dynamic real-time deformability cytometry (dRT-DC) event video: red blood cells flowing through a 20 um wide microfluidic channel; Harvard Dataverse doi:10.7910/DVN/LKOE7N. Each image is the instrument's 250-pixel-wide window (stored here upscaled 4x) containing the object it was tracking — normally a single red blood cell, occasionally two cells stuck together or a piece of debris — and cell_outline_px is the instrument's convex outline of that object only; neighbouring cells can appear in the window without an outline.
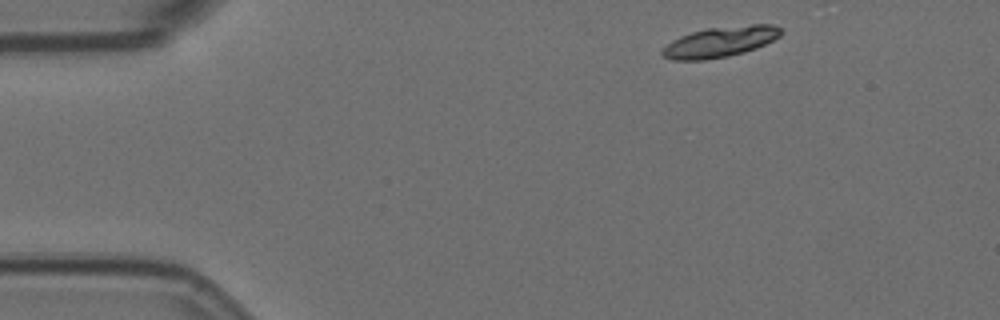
{"species": "Egyptian fruit bat (a non-hibernating species)", "species_latin": "Rousettus aegyptiacus", "temperature_condition": "room temperature", "stored_images_in_passage": 14, "camera_frame_rate_fps": 3000, "um_per_image_px": 0.085, "animal": {"sex": "female"}, "frame": {"image": 1, "passage_image": 1, "time_ms": 0.0, "image_size_px": [1000, 320], "cell_outline_px": [[784, 32], [780, 36], [756, 48], [744, 52], [728, 56], [704, 60], [672, 60], [664, 56], [660, 52], [672, 40], [680, 36], [692, 32], [708, 28], [752, 24], [772, 24], [780, 28]], "centroid_in_image_um": [61.23, 3.55], "position_along_channel_um": 23.8, "area_um2": 20.98}}
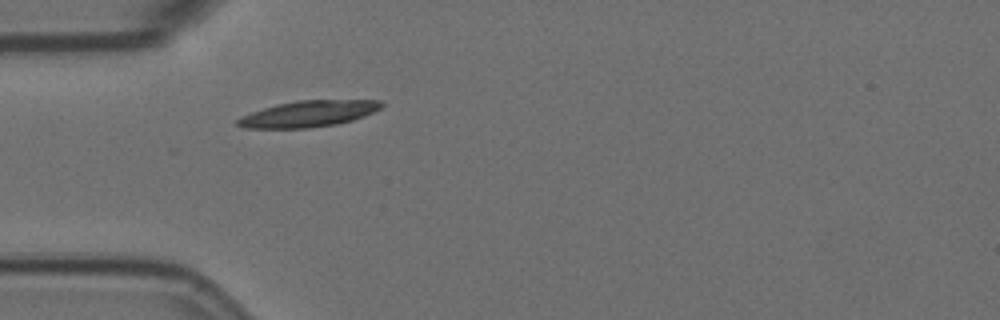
{"frame": {"image": 2, "passage_image": 10, "time_ms": 3.0, "image_size_px": [1000, 320], "cell_outline_px": [[384, 104], [380, 108], [364, 116], [352, 120], [336, 124], [308, 128], [244, 128], [236, 124], [236, 120], [240, 116], [276, 104], [296, 100], [380, 100]], "centroid_in_image_um": [26.19, 9.67], "position_along_channel_um": 58.8, "area_um2": 21.91}}
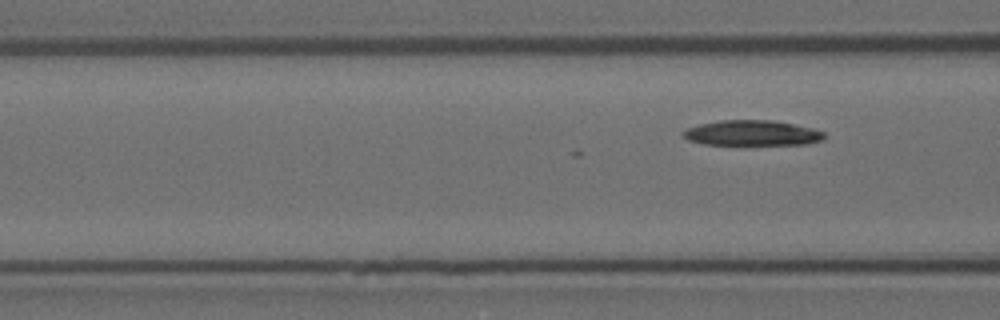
{"frame": {"image": 3, "passage_image": 14, "time_ms": 4.333, "image_size_px": [1000, 320], "cell_outline_px": [[828, 136], [824, 140], [808, 144], [704, 144], [688, 140], [680, 132], [688, 128], [700, 124], [720, 120], [772, 120], [812, 128], [824, 132]], "centroid_in_image_um": [63.96, 11.3], "position_along_channel_um": 102.6, "area_um2": 20.75}}